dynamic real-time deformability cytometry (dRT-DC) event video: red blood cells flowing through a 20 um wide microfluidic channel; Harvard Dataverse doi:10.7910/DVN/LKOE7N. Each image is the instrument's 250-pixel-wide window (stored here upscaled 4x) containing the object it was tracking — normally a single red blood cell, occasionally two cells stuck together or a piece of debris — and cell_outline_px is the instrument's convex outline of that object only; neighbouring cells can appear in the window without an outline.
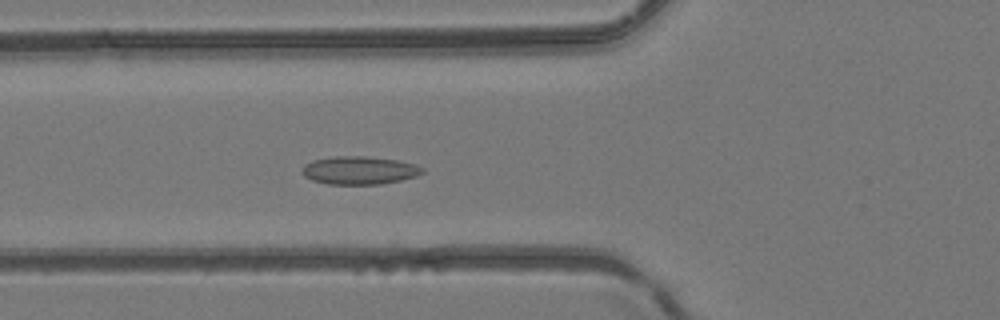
{"species": "common noctule bat (a hibernating species)", "species_latin": "Nyctalus noctula", "temperature_condition": "room temperature", "stored_images_in_passage": 46, "camera_frame_rate_fps": 3000, "um_per_image_px": 0.085, "animal": {"sex": "female", "body_mass_g": 24.6, "forearm_length_mm": 56.2}, "frame": {"image": 1, "passage_image": 17, "time_ms": 5.333, "image_size_px": [1000, 320], "cell_outline_px": [[424, 172], [416, 176], [400, 180], [380, 184], [328, 184], [312, 180], [304, 176], [300, 172], [304, 164], [312, 160], [336, 156], [364, 156], [396, 160], [416, 164], [424, 168]], "centroid_in_image_um": [30.52, 14.47], "position_along_channel_um": 95.3, "area_um2": 19.71}}
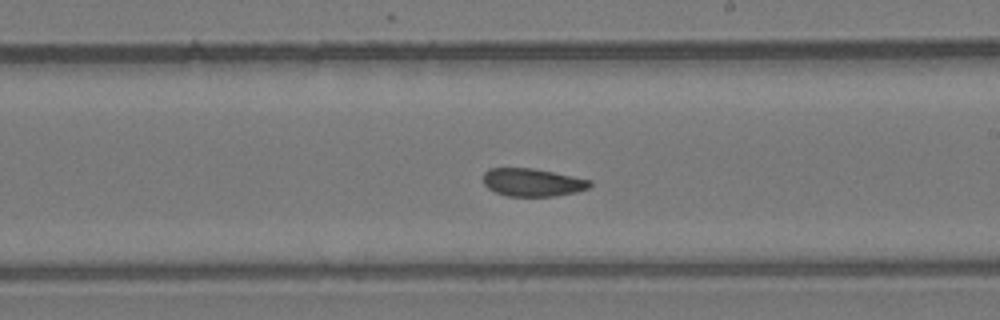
{"frame": {"image": 2, "passage_image": 27, "time_ms": 8.667, "image_size_px": [1000, 320], "cell_outline_px": [[592, 184], [588, 188], [576, 192], [556, 196], [508, 196], [496, 192], [488, 188], [484, 184], [484, 172], [488, 168], [532, 168], [592, 180]], "centroid_in_image_um": [45.26, 15.5], "position_along_channel_um": 243.7, "area_um2": 17.28}}
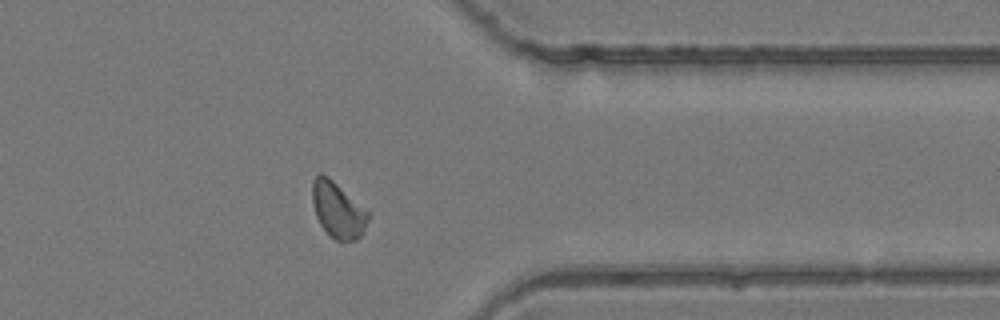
{"frame": {"image": 3, "passage_image": 37, "time_ms": 12.0, "image_size_px": [1000, 320], "cell_outline_px": [[372, 212], [364, 232], [356, 240], [336, 240], [320, 224], [316, 216], [312, 200], [312, 180], [320, 172], [328, 176]], "centroid_in_image_um": [28.76, 17.81], "position_along_channel_um": 382.6, "area_um2": 18.44}}